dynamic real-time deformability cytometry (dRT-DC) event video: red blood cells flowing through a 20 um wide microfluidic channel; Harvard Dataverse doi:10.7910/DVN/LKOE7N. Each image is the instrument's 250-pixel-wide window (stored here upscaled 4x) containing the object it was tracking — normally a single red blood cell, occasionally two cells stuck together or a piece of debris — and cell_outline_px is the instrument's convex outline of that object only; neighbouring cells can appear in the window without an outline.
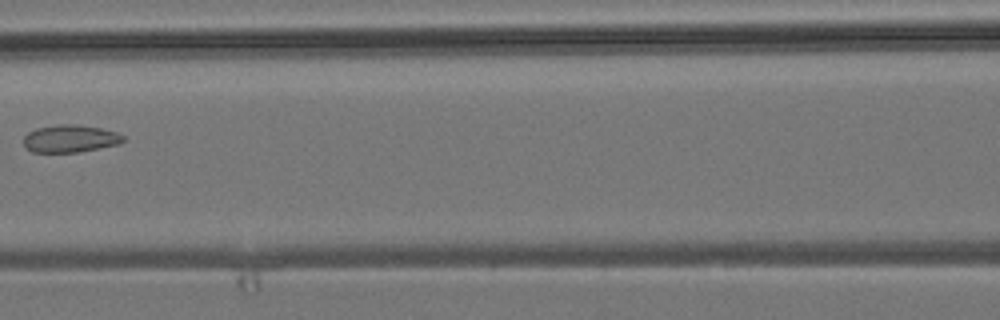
{"species": "common noctule bat (a hibernating species)", "species_latin": "Nyctalus noctula", "temperature_condition": "room temperature", "stored_images_in_passage": 3, "camera_frame_rate_fps": 3000, "um_per_image_px": 0.085, "animal": {"sex": "male", "body_mass_g": 19.2, "forearm_length_mm": 51.8}, "frame": {"image": 1, "passage_image": 3, "time_ms": 2.333, "image_size_px": [1000, 320], "cell_outline_px": [[124, 140], [120, 144], [80, 152], [32, 152], [24, 148], [24, 136], [28, 132], [36, 128], [60, 124], [76, 124], [100, 128], [116, 132], [124, 136]], "centroid_in_image_um": [5.95, 11.79], "position_along_channel_um": 160.7, "area_um2": 16.07}}